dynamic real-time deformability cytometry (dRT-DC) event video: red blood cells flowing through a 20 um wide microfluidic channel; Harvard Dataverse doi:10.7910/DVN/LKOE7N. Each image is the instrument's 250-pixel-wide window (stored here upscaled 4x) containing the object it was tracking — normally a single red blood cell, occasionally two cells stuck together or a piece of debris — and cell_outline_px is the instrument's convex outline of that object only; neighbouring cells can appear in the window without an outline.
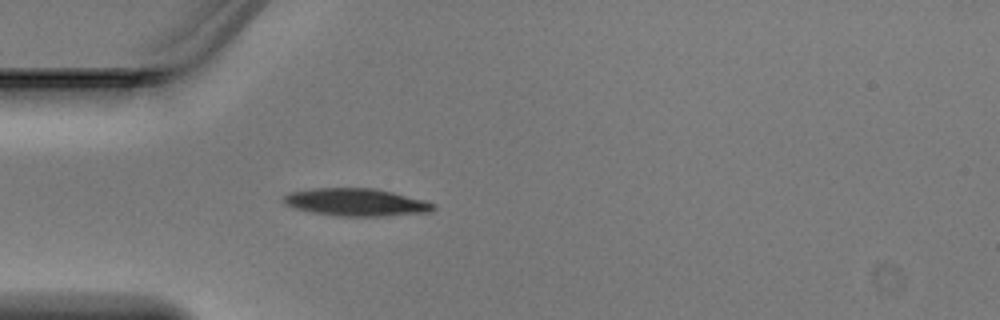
{"species": "Egyptian fruit bat (a non-hibernating species)", "species_latin": "Rousettus aegyptiacus", "temperature_condition": "warm", "stored_images_in_passage": 4, "camera_frame_rate_fps": 3000, "um_per_image_px": 0.085, "animal": {"sex": "male"}, "frame": {"image": 1, "passage_image": 4, "time_ms": 1.0, "image_size_px": [1000, 320], "cell_outline_px": [[436, 208], [432, 212], [384, 216], [344, 216], [312, 212], [296, 208], [284, 204], [284, 196], [288, 192], [312, 188], [376, 188], [424, 200], [436, 204]], "centroid_in_image_um": [30.3, 17.18], "position_along_channel_um": 54.7, "area_um2": 24.04}}